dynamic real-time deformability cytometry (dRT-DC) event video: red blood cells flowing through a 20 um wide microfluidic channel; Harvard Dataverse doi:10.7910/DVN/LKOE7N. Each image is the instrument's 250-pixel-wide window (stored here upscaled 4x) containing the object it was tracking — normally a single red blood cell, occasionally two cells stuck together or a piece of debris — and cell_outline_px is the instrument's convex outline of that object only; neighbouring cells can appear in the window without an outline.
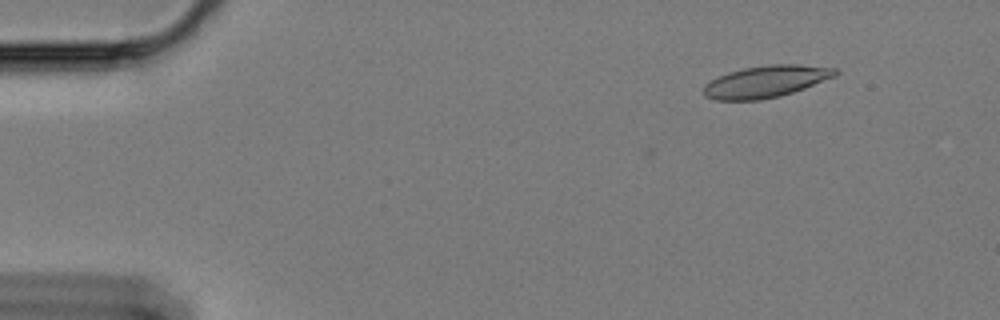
{"species": "Egyptian fruit bat (a non-hibernating species)", "species_latin": "Rousettus aegyptiacus", "temperature_condition": "cold", "stored_images_in_passage": 3, "camera_frame_rate_fps": 3000, "um_per_image_px": 0.085, "animal": {"sex": "female"}, "frame": {"image": 1, "passage_image": 1, "time_ms": 0.0, "image_size_px": [1000, 320], "cell_outline_px": [[840, 72], [836, 76], [804, 88], [780, 96], [760, 100], [716, 100], [704, 96], [704, 84], [728, 72], [744, 68], [768, 64], [800, 64], [836, 68]], "centroid_in_image_um": [65.12, 6.92], "position_along_channel_um": 19.9, "area_um2": 24.45}}